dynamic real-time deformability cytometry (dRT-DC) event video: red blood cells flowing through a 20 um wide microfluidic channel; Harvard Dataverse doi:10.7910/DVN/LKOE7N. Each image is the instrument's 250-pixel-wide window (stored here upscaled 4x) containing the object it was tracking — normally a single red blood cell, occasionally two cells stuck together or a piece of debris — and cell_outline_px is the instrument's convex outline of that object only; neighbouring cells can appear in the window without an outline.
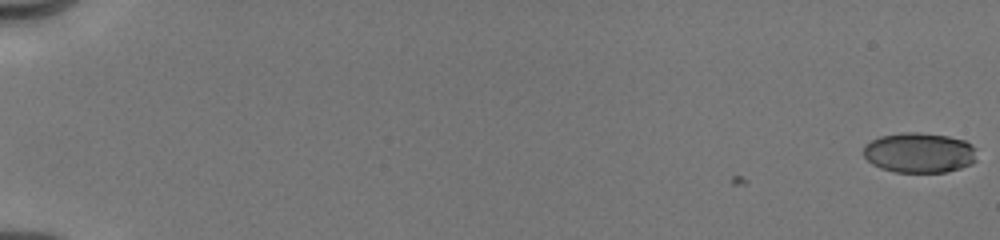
{"species": "human", "species_latin": "Homo sapiens", "temperature_condition": "cold", "stored_images_in_passage": 22, "camera_frame_rate_fps": 3000, "um_per_image_px": 0.085, "donor": {"sex": "male"}, "frame": {"image": 1, "passage_image": 1, "time_ms": 0.0, "image_size_px": [1000, 240], "cell_outline_px": [[976, 160], [972, 164], [960, 168], [944, 172], [896, 172], [880, 168], [872, 164], [864, 156], [864, 144], [880, 136], [904, 132], [916, 132], [948, 136], [964, 140], [972, 144], [976, 148]], "centroid_in_image_um": [78.15, 12.98], "position_along_channel_um": 6.8, "area_um2": 26.65}}
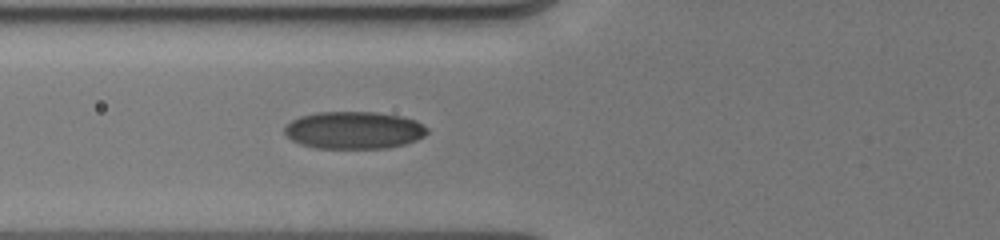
{"frame": {"image": 2, "passage_image": 19, "time_ms": 7.333, "image_size_px": [1000, 240], "cell_outline_px": [[428, 132], [424, 136], [416, 140], [404, 144], [388, 148], [316, 148], [300, 144], [292, 140], [284, 132], [284, 128], [292, 120], [300, 116], [316, 112], [376, 112], [400, 116], [416, 120], [424, 124], [428, 128]], "centroid_in_image_um": [30.1, 11.06], "position_along_channel_um": 95.7, "area_um2": 31.15}}
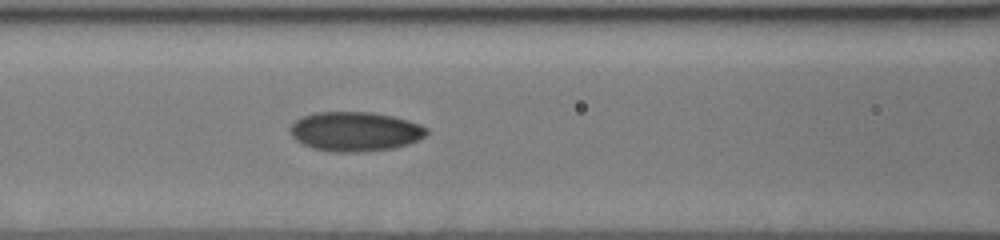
{"frame": {"image": 3, "passage_image": 22, "time_ms": 8.333, "image_size_px": [1000, 240], "cell_outline_px": [[428, 132], [424, 136], [408, 144], [392, 148], [352, 152], [336, 152], [312, 148], [296, 140], [292, 136], [288, 128], [296, 120], [304, 116], [316, 112], [372, 112], [392, 116], [408, 120], [420, 124], [428, 128]], "centroid_in_image_um": [30.17, 11.17], "position_along_channel_um": 136.4, "area_um2": 31.15}}